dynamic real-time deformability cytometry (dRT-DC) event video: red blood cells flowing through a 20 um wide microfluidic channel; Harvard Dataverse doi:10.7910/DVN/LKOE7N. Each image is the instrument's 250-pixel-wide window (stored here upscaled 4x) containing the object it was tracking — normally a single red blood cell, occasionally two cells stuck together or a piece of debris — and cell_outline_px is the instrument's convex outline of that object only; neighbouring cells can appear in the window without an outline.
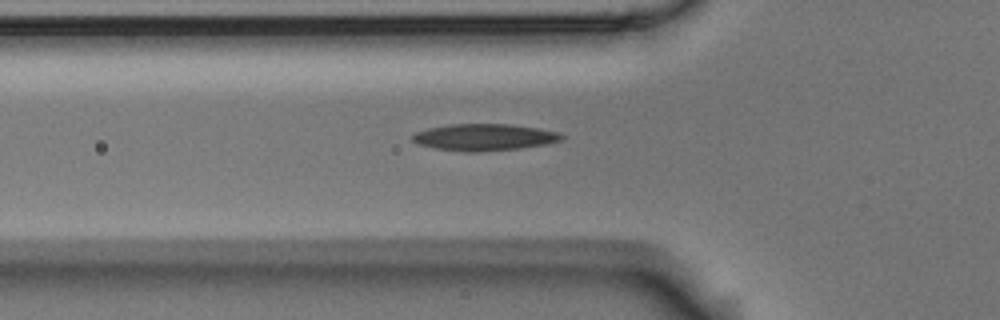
{"species": "Egyptian fruit bat (a non-hibernating species)", "species_latin": "Rousettus aegyptiacus", "temperature_condition": "room temperature", "stored_images_in_passage": 5, "camera_frame_rate_fps": 3000, "um_per_image_px": 0.085, "animal": {"sex": "male"}, "frame": {"image": 1, "passage_image": 5, "time_ms": 1.333, "image_size_px": [1000, 320], "cell_outline_px": [[564, 136], [560, 140], [548, 144], [520, 148], [476, 152], [468, 152], [436, 148], [420, 144], [412, 140], [412, 136], [416, 132], [428, 128], [452, 124], [512, 124], [560, 132]], "centroid_in_image_um": [41.19, 11.66], "position_along_channel_um": 84.6, "area_um2": 23.06}}